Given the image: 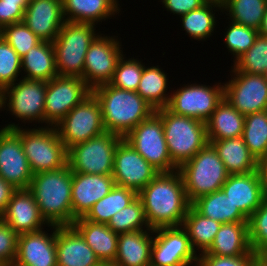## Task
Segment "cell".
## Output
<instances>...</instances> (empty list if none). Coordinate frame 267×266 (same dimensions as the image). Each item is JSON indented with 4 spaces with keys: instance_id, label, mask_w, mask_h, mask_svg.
<instances>
[{
    "instance_id": "1",
    "label": "cell",
    "mask_w": 267,
    "mask_h": 266,
    "mask_svg": "<svg viewBox=\"0 0 267 266\" xmlns=\"http://www.w3.org/2000/svg\"><path fill=\"white\" fill-rule=\"evenodd\" d=\"M150 229L182 226L191 203L181 174L160 172L139 193Z\"/></svg>"
},
{
    "instance_id": "2",
    "label": "cell",
    "mask_w": 267,
    "mask_h": 266,
    "mask_svg": "<svg viewBox=\"0 0 267 266\" xmlns=\"http://www.w3.org/2000/svg\"><path fill=\"white\" fill-rule=\"evenodd\" d=\"M72 170L60 169L33 174L28 190L34 196L41 215L49 225L72 226Z\"/></svg>"
},
{
    "instance_id": "3",
    "label": "cell",
    "mask_w": 267,
    "mask_h": 266,
    "mask_svg": "<svg viewBox=\"0 0 267 266\" xmlns=\"http://www.w3.org/2000/svg\"><path fill=\"white\" fill-rule=\"evenodd\" d=\"M92 93L100 103L106 132L122 137L155 112L136 91L118 89L106 83L93 88Z\"/></svg>"
},
{
    "instance_id": "4",
    "label": "cell",
    "mask_w": 267,
    "mask_h": 266,
    "mask_svg": "<svg viewBox=\"0 0 267 266\" xmlns=\"http://www.w3.org/2000/svg\"><path fill=\"white\" fill-rule=\"evenodd\" d=\"M155 113L161 118L170 158L178 168L209 143L205 122L176 115L166 107Z\"/></svg>"
},
{
    "instance_id": "5",
    "label": "cell",
    "mask_w": 267,
    "mask_h": 266,
    "mask_svg": "<svg viewBox=\"0 0 267 266\" xmlns=\"http://www.w3.org/2000/svg\"><path fill=\"white\" fill-rule=\"evenodd\" d=\"M189 202L221 190L229 174L214 147L208 143L178 168Z\"/></svg>"
},
{
    "instance_id": "6",
    "label": "cell",
    "mask_w": 267,
    "mask_h": 266,
    "mask_svg": "<svg viewBox=\"0 0 267 266\" xmlns=\"http://www.w3.org/2000/svg\"><path fill=\"white\" fill-rule=\"evenodd\" d=\"M47 82L41 80L19 79L0 93V112L9 111L18 120L1 127L4 129L20 128L22 123L44 126L45 94ZM7 108V109H6ZM19 118V119H18ZM35 123V124H34Z\"/></svg>"
},
{
    "instance_id": "7",
    "label": "cell",
    "mask_w": 267,
    "mask_h": 266,
    "mask_svg": "<svg viewBox=\"0 0 267 266\" xmlns=\"http://www.w3.org/2000/svg\"><path fill=\"white\" fill-rule=\"evenodd\" d=\"M23 125L13 129L20 137L33 174L53 171L67 165V149L55 127Z\"/></svg>"
},
{
    "instance_id": "8",
    "label": "cell",
    "mask_w": 267,
    "mask_h": 266,
    "mask_svg": "<svg viewBox=\"0 0 267 266\" xmlns=\"http://www.w3.org/2000/svg\"><path fill=\"white\" fill-rule=\"evenodd\" d=\"M90 23L65 22L52 42L58 75L83 77L85 56L100 33Z\"/></svg>"
},
{
    "instance_id": "9",
    "label": "cell",
    "mask_w": 267,
    "mask_h": 266,
    "mask_svg": "<svg viewBox=\"0 0 267 266\" xmlns=\"http://www.w3.org/2000/svg\"><path fill=\"white\" fill-rule=\"evenodd\" d=\"M116 133L104 132L67 150V164L72 172L112 175L114 155L123 140Z\"/></svg>"
},
{
    "instance_id": "10",
    "label": "cell",
    "mask_w": 267,
    "mask_h": 266,
    "mask_svg": "<svg viewBox=\"0 0 267 266\" xmlns=\"http://www.w3.org/2000/svg\"><path fill=\"white\" fill-rule=\"evenodd\" d=\"M173 91V92H172ZM224 98V84H183L171 90L167 109L176 115L187 116L206 122Z\"/></svg>"
},
{
    "instance_id": "11",
    "label": "cell",
    "mask_w": 267,
    "mask_h": 266,
    "mask_svg": "<svg viewBox=\"0 0 267 266\" xmlns=\"http://www.w3.org/2000/svg\"><path fill=\"white\" fill-rule=\"evenodd\" d=\"M55 128L67 150L106 132L98 99L91 93L79 105H76Z\"/></svg>"
},
{
    "instance_id": "12",
    "label": "cell",
    "mask_w": 267,
    "mask_h": 266,
    "mask_svg": "<svg viewBox=\"0 0 267 266\" xmlns=\"http://www.w3.org/2000/svg\"><path fill=\"white\" fill-rule=\"evenodd\" d=\"M123 138L159 172L178 170L168 152L163 123L155 112Z\"/></svg>"
},
{
    "instance_id": "13",
    "label": "cell",
    "mask_w": 267,
    "mask_h": 266,
    "mask_svg": "<svg viewBox=\"0 0 267 266\" xmlns=\"http://www.w3.org/2000/svg\"><path fill=\"white\" fill-rule=\"evenodd\" d=\"M92 89L80 77L56 76L47 82L44 125L55 127Z\"/></svg>"
},
{
    "instance_id": "14",
    "label": "cell",
    "mask_w": 267,
    "mask_h": 266,
    "mask_svg": "<svg viewBox=\"0 0 267 266\" xmlns=\"http://www.w3.org/2000/svg\"><path fill=\"white\" fill-rule=\"evenodd\" d=\"M120 39L116 35L100 32L91 42L85 56L82 77L91 89L112 80L117 63L125 53Z\"/></svg>"
},
{
    "instance_id": "15",
    "label": "cell",
    "mask_w": 267,
    "mask_h": 266,
    "mask_svg": "<svg viewBox=\"0 0 267 266\" xmlns=\"http://www.w3.org/2000/svg\"><path fill=\"white\" fill-rule=\"evenodd\" d=\"M150 266H197L198 254L182 226L154 230Z\"/></svg>"
},
{
    "instance_id": "16",
    "label": "cell",
    "mask_w": 267,
    "mask_h": 266,
    "mask_svg": "<svg viewBox=\"0 0 267 266\" xmlns=\"http://www.w3.org/2000/svg\"><path fill=\"white\" fill-rule=\"evenodd\" d=\"M224 82V98L242 115L265 111L267 107V81L263 75L230 71Z\"/></svg>"
},
{
    "instance_id": "17",
    "label": "cell",
    "mask_w": 267,
    "mask_h": 266,
    "mask_svg": "<svg viewBox=\"0 0 267 266\" xmlns=\"http://www.w3.org/2000/svg\"><path fill=\"white\" fill-rule=\"evenodd\" d=\"M159 173L127 141L118 144L112 172L115 185L139 193Z\"/></svg>"
},
{
    "instance_id": "18",
    "label": "cell",
    "mask_w": 267,
    "mask_h": 266,
    "mask_svg": "<svg viewBox=\"0 0 267 266\" xmlns=\"http://www.w3.org/2000/svg\"><path fill=\"white\" fill-rule=\"evenodd\" d=\"M0 176L16 189H28L32 181L21 137L13 129L0 128Z\"/></svg>"
},
{
    "instance_id": "19",
    "label": "cell",
    "mask_w": 267,
    "mask_h": 266,
    "mask_svg": "<svg viewBox=\"0 0 267 266\" xmlns=\"http://www.w3.org/2000/svg\"><path fill=\"white\" fill-rule=\"evenodd\" d=\"M44 229L18 236L13 266H57L56 225Z\"/></svg>"
},
{
    "instance_id": "20",
    "label": "cell",
    "mask_w": 267,
    "mask_h": 266,
    "mask_svg": "<svg viewBox=\"0 0 267 266\" xmlns=\"http://www.w3.org/2000/svg\"><path fill=\"white\" fill-rule=\"evenodd\" d=\"M23 22L42 41L53 42L66 22L62 0H30Z\"/></svg>"
},
{
    "instance_id": "21",
    "label": "cell",
    "mask_w": 267,
    "mask_h": 266,
    "mask_svg": "<svg viewBox=\"0 0 267 266\" xmlns=\"http://www.w3.org/2000/svg\"><path fill=\"white\" fill-rule=\"evenodd\" d=\"M115 186L112 175L72 172L73 222L84 217L91 207Z\"/></svg>"
},
{
    "instance_id": "22",
    "label": "cell",
    "mask_w": 267,
    "mask_h": 266,
    "mask_svg": "<svg viewBox=\"0 0 267 266\" xmlns=\"http://www.w3.org/2000/svg\"><path fill=\"white\" fill-rule=\"evenodd\" d=\"M0 218L18 234L42 230L49 225L41 215L34 196L28 189H17ZM44 226V227H43Z\"/></svg>"
},
{
    "instance_id": "23",
    "label": "cell",
    "mask_w": 267,
    "mask_h": 266,
    "mask_svg": "<svg viewBox=\"0 0 267 266\" xmlns=\"http://www.w3.org/2000/svg\"><path fill=\"white\" fill-rule=\"evenodd\" d=\"M221 190L247 218L265 200L258 170L247 174L229 175Z\"/></svg>"
},
{
    "instance_id": "24",
    "label": "cell",
    "mask_w": 267,
    "mask_h": 266,
    "mask_svg": "<svg viewBox=\"0 0 267 266\" xmlns=\"http://www.w3.org/2000/svg\"><path fill=\"white\" fill-rule=\"evenodd\" d=\"M57 266H100L102 262L73 226H56Z\"/></svg>"
},
{
    "instance_id": "25",
    "label": "cell",
    "mask_w": 267,
    "mask_h": 266,
    "mask_svg": "<svg viewBox=\"0 0 267 266\" xmlns=\"http://www.w3.org/2000/svg\"><path fill=\"white\" fill-rule=\"evenodd\" d=\"M153 239V229L120 233L113 264L116 266H150Z\"/></svg>"
},
{
    "instance_id": "26",
    "label": "cell",
    "mask_w": 267,
    "mask_h": 266,
    "mask_svg": "<svg viewBox=\"0 0 267 266\" xmlns=\"http://www.w3.org/2000/svg\"><path fill=\"white\" fill-rule=\"evenodd\" d=\"M118 2V0H62L64 19L66 22L90 23L97 26L102 21L116 18L117 14L119 16L121 6Z\"/></svg>"
},
{
    "instance_id": "27",
    "label": "cell",
    "mask_w": 267,
    "mask_h": 266,
    "mask_svg": "<svg viewBox=\"0 0 267 266\" xmlns=\"http://www.w3.org/2000/svg\"><path fill=\"white\" fill-rule=\"evenodd\" d=\"M72 226L81 234L102 263H113L117 254L118 235L105 223H95L83 217Z\"/></svg>"
},
{
    "instance_id": "28",
    "label": "cell",
    "mask_w": 267,
    "mask_h": 266,
    "mask_svg": "<svg viewBox=\"0 0 267 266\" xmlns=\"http://www.w3.org/2000/svg\"><path fill=\"white\" fill-rule=\"evenodd\" d=\"M251 251L248 222L224 223L210 248L200 255L241 256Z\"/></svg>"
},
{
    "instance_id": "29",
    "label": "cell",
    "mask_w": 267,
    "mask_h": 266,
    "mask_svg": "<svg viewBox=\"0 0 267 266\" xmlns=\"http://www.w3.org/2000/svg\"><path fill=\"white\" fill-rule=\"evenodd\" d=\"M216 150L229 175L258 170V161L245 145L243 137L208 141Z\"/></svg>"
},
{
    "instance_id": "30",
    "label": "cell",
    "mask_w": 267,
    "mask_h": 266,
    "mask_svg": "<svg viewBox=\"0 0 267 266\" xmlns=\"http://www.w3.org/2000/svg\"><path fill=\"white\" fill-rule=\"evenodd\" d=\"M205 123L208 141L236 138L243 134L245 116L223 98Z\"/></svg>"
},
{
    "instance_id": "31",
    "label": "cell",
    "mask_w": 267,
    "mask_h": 266,
    "mask_svg": "<svg viewBox=\"0 0 267 266\" xmlns=\"http://www.w3.org/2000/svg\"><path fill=\"white\" fill-rule=\"evenodd\" d=\"M23 79L48 82L58 76L52 42L41 41L21 57Z\"/></svg>"
},
{
    "instance_id": "32",
    "label": "cell",
    "mask_w": 267,
    "mask_h": 266,
    "mask_svg": "<svg viewBox=\"0 0 267 266\" xmlns=\"http://www.w3.org/2000/svg\"><path fill=\"white\" fill-rule=\"evenodd\" d=\"M191 205L203 216L216 220L221 224L248 222V218L222 190L199 197Z\"/></svg>"
},
{
    "instance_id": "33",
    "label": "cell",
    "mask_w": 267,
    "mask_h": 266,
    "mask_svg": "<svg viewBox=\"0 0 267 266\" xmlns=\"http://www.w3.org/2000/svg\"><path fill=\"white\" fill-rule=\"evenodd\" d=\"M222 12V3L216 1H207L200 8L192 10L186 14L179 16L182 21V29L184 28L188 37L196 41H206L207 38L213 36L217 25L216 12Z\"/></svg>"
},
{
    "instance_id": "34",
    "label": "cell",
    "mask_w": 267,
    "mask_h": 266,
    "mask_svg": "<svg viewBox=\"0 0 267 266\" xmlns=\"http://www.w3.org/2000/svg\"><path fill=\"white\" fill-rule=\"evenodd\" d=\"M160 66H145L136 92L155 110L167 107L171 92H167L168 73Z\"/></svg>"
},
{
    "instance_id": "35",
    "label": "cell",
    "mask_w": 267,
    "mask_h": 266,
    "mask_svg": "<svg viewBox=\"0 0 267 266\" xmlns=\"http://www.w3.org/2000/svg\"><path fill=\"white\" fill-rule=\"evenodd\" d=\"M221 225L220 222L203 216L191 205L182 227L186 230L191 246L199 256L210 248Z\"/></svg>"
},
{
    "instance_id": "36",
    "label": "cell",
    "mask_w": 267,
    "mask_h": 266,
    "mask_svg": "<svg viewBox=\"0 0 267 266\" xmlns=\"http://www.w3.org/2000/svg\"><path fill=\"white\" fill-rule=\"evenodd\" d=\"M137 197L136 191L115 185L106 196L91 207L83 218L95 223L108 224L115 213L128 206Z\"/></svg>"
},
{
    "instance_id": "37",
    "label": "cell",
    "mask_w": 267,
    "mask_h": 266,
    "mask_svg": "<svg viewBox=\"0 0 267 266\" xmlns=\"http://www.w3.org/2000/svg\"><path fill=\"white\" fill-rule=\"evenodd\" d=\"M266 8L267 0H223L221 14L234 23L259 30Z\"/></svg>"
},
{
    "instance_id": "38",
    "label": "cell",
    "mask_w": 267,
    "mask_h": 266,
    "mask_svg": "<svg viewBox=\"0 0 267 266\" xmlns=\"http://www.w3.org/2000/svg\"><path fill=\"white\" fill-rule=\"evenodd\" d=\"M242 137L257 161L267 157V115L265 111L245 116Z\"/></svg>"
},
{
    "instance_id": "39",
    "label": "cell",
    "mask_w": 267,
    "mask_h": 266,
    "mask_svg": "<svg viewBox=\"0 0 267 266\" xmlns=\"http://www.w3.org/2000/svg\"><path fill=\"white\" fill-rule=\"evenodd\" d=\"M107 225L117 234L150 229L139 197L115 213Z\"/></svg>"
},
{
    "instance_id": "40",
    "label": "cell",
    "mask_w": 267,
    "mask_h": 266,
    "mask_svg": "<svg viewBox=\"0 0 267 266\" xmlns=\"http://www.w3.org/2000/svg\"><path fill=\"white\" fill-rule=\"evenodd\" d=\"M229 23L225 28L224 44L228 51L234 58L235 62L240 56H242L247 50H249L255 43L256 38L259 35V31L246 27L238 23H234L228 20Z\"/></svg>"
},
{
    "instance_id": "41",
    "label": "cell",
    "mask_w": 267,
    "mask_h": 266,
    "mask_svg": "<svg viewBox=\"0 0 267 266\" xmlns=\"http://www.w3.org/2000/svg\"><path fill=\"white\" fill-rule=\"evenodd\" d=\"M231 64V71L262 75L267 67V37L259 34L253 46Z\"/></svg>"
},
{
    "instance_id": "42",
    "label": "cell",
    "mask_w": 267,
    "mask_h": 266,
    "mask_svg": "<svg viewBox=\"0 0 267 266\" xmlns=\"http://www.w3.org/2000/svg\"><path fill=\"white\" fill-rule=\"evenodd\" d=\"M123 54L119 59L110 85L128 91H136L143 73L144 63L139 58H127Z\"/></svg>"
},
{
    "instance_id": "43",
    "label": "cell",
    "mask_w": 267,
    "mask_h": 266,
    "mask_svg": "<svg viewBox=\"0 0 267 266\" xmlns=\"http://www.w3.org/2000/svg\"><path fill=\"white\" fill-rule=\"evenodd\" d=\"M0 36L20 57H23L31 48L42 41L23 21L4 26L0 30Z\"/></svg>"
},
{
    "instance_id": "44",
    "label": "cell",
    "mask_w": 267,
    "mask_h": 266,
    "mask_svg": "<svg viewBox=\"0 0 267 266\" xmlns=\"http://www.w3.org/2000/svg\"><path fill=\"white\" fill-rule=\"evenodd\" d=\"M22 73L21 57L0 36V93L21 79Z\"/></svg>"
},
{
    "instance_id": "45",
    "label": "cell",
    "mask_w": 267,
    "mask_h": 266,
    "mask_svg": "<svg viewBox=\"0 0 267 266\" xmlns=\"http://www.w3.org/2000/svg\"><path fill=\"white\" fill-rule=\"evenodd\" d=\"M251 250L259 256H267V200L248 218Z\"/></svg>"
},
{
    "instance_id": "46",
    "label": "cell",
    "mask_w": 267,
    "mask_h": 266,
    "mask_svg": "<svg viewBox=\"0 0 267 266\" xmlns=\"http://www.w3.org/2000/svg\"><path fill=\"white\" fill-rule=\"evenodd\" d=\"M18 234L0 218V266H13L17 255Z\"/></svg>"
},
{
    "instance_id": "47",
    "label": "cell",
    "mask_w": 267,
    "mask_h": 266,
    "mask_svg": "<svg viewBox=\"0 0 267 266\" xmlns=\"http://www.w3.org/2000/svg\"><path fill=\"white\" fill-rule=\"evenodd\" d=\"M258 257L252 250L241 256L199 255L197 266H254Z\"/></svg>"
},
{
    "instance_id": "48",
    "label": "cell",
    "mask_w": 267,
    "mask_h": 266,
    "mask_svg": "<svg viewBox=\"0 0 267 266\" xmlns=\"http://www.w3.org/2000/svg\"><path fill=\"white\" fill-rule=\"evenodd\" d=\"M28 2H11L0 0V30L4 26L23 21Z\"/></svg>"
},
{
    "instance_id": "49",
    "label": "cell",
    "mask_w": 267,
    "mask_h": 266,
    "mask_svg": "<svg viewBox=\"0 0 267 266\" xmlns=\"http://www.w3.org/2000/svg\"><path fill=\"white\" fill-rule=\"evenodd\" d=\"M208 0H160L163 7L173 15L181 16L192 10L200 8Z\"/></svg>"
},
{
    "instance_id": "50",
    "label": "cell",
    "mask_w": 267,
    "mask_h": 266,
    "mask_svg": "<svg viewBox=\"0 0 267 266\" xmlns=\"http://www.w3.org/2000/svg\"><path fill=\"white\" fill-rule=\"evenodd\" d=\"M17 189L0 176V216L6 211L13 193Z\"/></svg>"
},
{
    "instance_id": "51",
    "label": "cell",
    "mask_w": 267,
    "mask_h": 266,
    "mask_svg": "<svg viewBox=\"0 0 267 266\" xmlns=\"http://www.w3.org/2000/svg\"><path fill=\"white\" fill-rule=\"evenodd\" d=\"M258 172L260 174L264 199L267 200V160L258 161Z\"/></svg>"
},
{
    "instance_id": "52",
    "label": "cell",
    "mask_w": 267,
    "mask_h": 266,
    "mask_svg": "<svg viewBox=\"0 0 267 266\" xmlns=\"http://www.w3.org/2000/svg\"><path fill=\"white\" fill-rule=\"evenodd\" d=\"M259 34L267 37V8L262 19L261 26L259 28Z\"/></svg>"
},
{
    "instance_id": "53",
    "label": "cell",
    "mask_w": 267,
    "mask_h": 266,
    "mask_svg": "<svg viewBox=\"0 0 267 266\" xmlns=\"http://www.w3.org/2000/svg\"><path fill=\"white\" fill-rule=\"evenodd\" d=\"M254 266H267V256H259Z\"/></svg>"
},
{
    "instance_id": "54",
    "label": "cell",
    "mask_w": 267,
    "mask_h": 266,
    "mask_svg": "<svg viewBox=\"0 0 267 266\" xmlns=\"http://www.w3.org/2000/svg\"><path fill=\"white\" fill-rule=\"evenodd\" d=\"M3 1H11V2H29L30 0H3Z\"/></svg>"
},
{
    "instance_id": "55",
    "label": "cell",
    "mask_w": 267,
    "mask_h": 266,
    "mask_svg": "<svg viewBox=\"0 0 267 266\" xmlns=\"http://www.w3.org/2000/svg\"><path fill=\"white\" fill-rule=\"evenodd\" d=\"M100 266H116L113 263H102Z\"/></svg>"
},
{
    "instance_id": "56",
    "label": "cell",
    "mask_w": 267,
    "mask_h": 266,
    "mask_svg": "<svg viewBox=\"0 0 267 266\" xmlns=\"http://www.w3.org/2000/svg\"><path fill=\"white\" fill-rule=\"evenodd\" d=\"M263 75V77L266 79V81H267V67L265 68V70H264V73L262 74Z\"/></svg>"
},
{
    "instance_id": "57",
    "label": "cell",
    "mask_w": 267,
    "mask_h": 266,
    "mask_svg": "<svg viewBox=\"0 0 267 266\" xmlns=\"http://www.w3.org/2000/svg\"><path fill=\"white\" fill-rule=\"evenodd\" d=\"M208 1H216V2H219V3L223 2V0H208Z\"/></svg>"
}]
</instances>
